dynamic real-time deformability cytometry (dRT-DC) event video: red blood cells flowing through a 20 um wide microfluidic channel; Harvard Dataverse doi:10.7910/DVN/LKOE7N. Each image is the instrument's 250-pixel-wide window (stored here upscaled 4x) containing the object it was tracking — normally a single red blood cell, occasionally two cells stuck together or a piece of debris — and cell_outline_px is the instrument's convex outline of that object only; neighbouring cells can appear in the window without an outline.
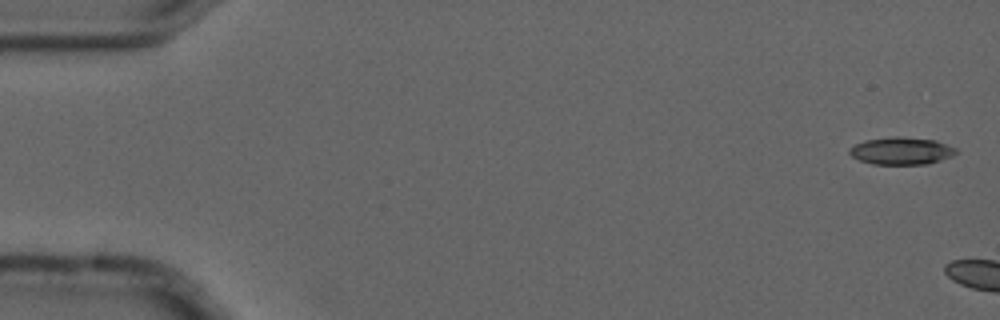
{"species": "common noctule bat (a hibernating species)", "species_latin": "Nyctalus noctula", "temperature_condition": "cold", "stored_images_in_passage": 2, "camera_frame_rate_fps": 3000, "um_per_image_px": 0.085, "animal": {"sex": "male", "forearm_length_mm": 52.5}, "frame": {"image": 1, "passage_image": 1, "time_ms": 0.0, "image_size_px": [1000, 320], "cell_outline_px": [[956, 152], [952, 156], [928, 164], [872, 164], [860, 160], [852, 156], [848, 152], [856, 144], [864, 140], [896, 136], [936, 140], [956, 148]], "centroid_in_image_um": [76.63, 12.82], "position_along_channel_um": 8.4, "area_um2": 16.82}}